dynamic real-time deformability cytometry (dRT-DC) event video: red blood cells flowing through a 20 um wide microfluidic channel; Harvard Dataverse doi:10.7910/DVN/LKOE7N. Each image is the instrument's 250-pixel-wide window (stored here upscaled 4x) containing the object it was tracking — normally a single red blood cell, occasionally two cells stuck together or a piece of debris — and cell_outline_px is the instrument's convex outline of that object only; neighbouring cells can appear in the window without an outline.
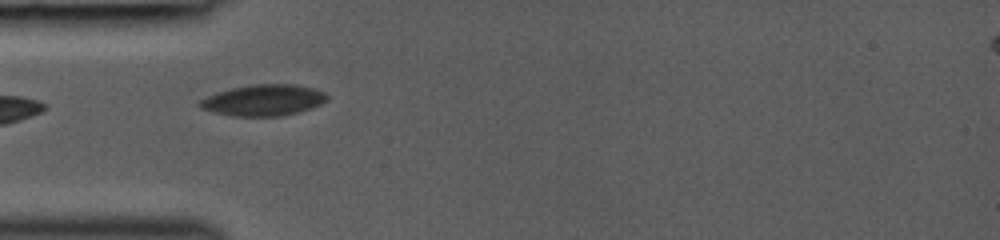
{"species": "common noctule bat (a hibernating species)", "species_latin": "Nyctalus noctula", "temperature_condition": "room temperature", "stored_images_in_passage": 2, "camera_frame_rate_fps": 3000, "um_per_image_px": 0.085, "animal": {"sex": "female", "body_mass_g": 19.0, "forearm_length_mm": 53.3}, "frame": {"image": 1, "passage_image": 1, "time_ms": 0.0, "image_size_px": [1000, 240], "cell_outline_px": [[328, 100], [312, 108], [300, 112], [284, 116], [232, 116], [212, 112], [200, 108], [196, 104], [200, 100], [216, 92], [232, 88], [252, 84], [296, 84], [316, 88], [324, 92], [328, 96]], "centroid_in_image_um": [22.41, 8.52], "position_along_channel_um": 62.6, "area_um2": 23.47}}